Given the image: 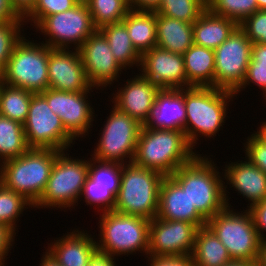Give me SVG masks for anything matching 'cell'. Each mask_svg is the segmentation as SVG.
I'll return each mask as SVG.
<instances>
[{
  "label": "cell",
  "mask_w": 266,
  "mask_h": 266,
  "mask_svg": "<svg viewBox=\"0 0 266 266\" xmlns=\"http://www.w3.org/2000/svg\"><path fill=\"white\" fill-rule=\"evenodd\" d=\"M99 223L97 251L112 257L137 251L148 255L150 220L112 210L102 212Z\"/></svg>",
  "instance_id": "6"
},
{
  "label": "cell",
  "mask_w": 266,
  "mask_h": 266,
  "mask_svg": "<svg viewBox=\"0 0 266 266\" xmlns=\"http://www.w3.org/2000/svg\"><path fill=\"white\" fill-rule=\"evenodd\" d=\"M71 52V53H70ZM49 88L68 92L92 91L78 50L49 47Z\"/></svg>",
  "instance_id": "18"
},
{
  "label": "cell",
  "mask_w": 266,
  "mask_h": 266,
  "mask_svg": "<svg viewBox=\"0 0 266 266\" xmlns=\"http://www.w3.org/2000/svg\"><path fill=\"white\" fill-rule=\"evenodd\" d=\"M29 149L23 124L0 115V161L17 158Z\"/></svg>",
  "instance_id": "30"
},
{
  "label": "cell",
  "mask_w": 266,
  "mask_h": 266,
  "mask_svg": "<svg viewBox=\"0 0 266 266\" xmlns=\"http://www.w3.org/2000/svg\"><path fill=\"white\" fill-rule=\"evenodd\" d=\"M252 42L238 26L215 51L214 87L235 92L243 83Z\"/></svg>",
  "instance_id": "13"
},
{
  "label": "cell",
  "mask_w": 266,
  "mask_h": 266,
  "mask_svg": "<svg viewBox=\"0 0 266 266\" xmlns=\"http://www.w3.org/2000/svg\"><path fill=\"white\" fill-rule=\"evenodd\" d=\"M0 266H5L3 261H0Z\"/></svg>",
  "instance_id": "56"
},
{
  "label": "cell",
  "mask_w": 266,
  "mask_h": 266,
  "mask_svg": "<svg viewBox=\"0 0 266 266\" xmlns=\"http://www.w3.org/2000/svg\"><path fill=\"white\" fill-rule=\"evenodd\" d=\"M114 259L109 254L96 251L91 257L88 266H116L115 261H113Z\"/></svg>",
  "instance_id": "48"
},
{
  "label": "cell",
  "mask_w": 266,
  "mask_h": 266,
  "mask_svg": "<svg viewBox=\"0 0 266 266\" xmlns=\"http://www.w3.org/2000/svg\"><path fill=\"white\" fill-rule=\"evenodd\" d=\"M207 8L238 24L258 10L256 0H207Z\"/></svg>",
  "instance_id": "36"
},
{
  "label": "cell",
  "mask_w": 266,
  "mask_h": 266,
  "mask_svg": "<svg viewBox=\"0 0 266 266\" xmlns=\"http://www.w3.org/2000/svg\"><path fill=\"white\" fill-rule=\"evenodd\" d=\"M207 9V0H161L157 14L194 23Z\"/></svg>",
  "instance_id": "33"
},
{
  "label": "cell",
  "mask_w": 266,
  "mask_h": 266,
  "mask_svg": "<svg viewBox=\"0 0 266 266\" xmlns=\"http://www.w3.org/2000/svg\"><path fill=\"white\" fill-rule=\"evenodd\" d=\"M15 234L7 225L0 223V261L5 262L4 259L8 256V251L11 249Z\"/></svg>",
  "instance_id": "45"
},
{
  "label": "cell",
  "mask_w": 266,
  "mask_h": 266,
  "mask_svg": "<svg viewBox=\"0 0 266 266\" xmlns=\"http://www.w3.org/2000/svg\"><path fill=\"white\" fill-rule=\"evenodd\" d=\"M156 46L183 55L193 45V23L156 13Z\"/></svg>",
  "instance_id": "25"
},
{
  "label": "cell",
  "mask_w": 266,
  "mask_h": 266,
  "mask_svg": "<svg viewBox=\"0 0 266 266\" xmlns=\"http://www.w3.org/2000/svg\"><path fill=\"white\" fill-rule=\"evenodd\" d=\"M122 21L126 25L133 46L141 55L156 46L155 11L130 10Z\"/></svg>",
  "instance_id": "28"
},
{
  "label": "cell",
  "mask_w": 266,
  "mask_h": 266,
  "mask_svg": "<svg viewBox=\"0 0 266 266\" xmlns=\"http://www.w3.org/2000/svg\"><path fill=\"white\" fill-rule=\"evenodd\" d=\"M259 129L266 135V122H263Z\"/></svg>",
  "instance_id": "54"
},
{
  "label": "cell",
  "mask_w": 266,
  "mask_h": 266,
  "mask_svg": "<svg viewBox=\"0 0 266 266\" xmlns=\"http://www.w3.org/2000/svg\"><path fill=\"white\" fill-rule=\"evenodd\" d=\"M222 172L228 182L243 198L251 201L249 208L266 199V174L253 165L247 158L246 161L232 162L225 166Z\"/></svg>",
  "instance_id": "23"
},
{
  "label": "cell",
  "mask_w": 266,
  "mask_h": 266,
  "mask_svg": "<svg viewBox=\"0 0 266 266\" xmlns=\"http://www.w3.org/2000/svg\"><path fill=\"white\" fill-rule=\"evenodd\" d=\"M78 51L92 87L99 89L97 87L111 85L121 74L123 68L114 58L108 40L99 29L82 43Z\"/></svg>",
  "instance_id": "16"
},
{
  "label": "cell",
  "mask_w": 266,
  "mask_h": 266,
  "mask_svg": "<svg viewBox=\"0 0 266 266\" xmlns=\"http://www.w3.org/2000/svg\"><path fill=\"white\" fill-rule=\"evenodd\" d=\"M161 0H129L130 10L137 11H155Z\"/></svg>",
  "instance_id": "47"
},
{
  "label": "cell",
  "mask_w": 266,
  "mask_h": 266,
  "mask_svg": "<svg viewBox=\"0 0 266 266\" xmlns=\"http://www.w3.org/2000/svg\"><path fill=\"white\" fill-rule=\"evenodd\" d=\"M224 266H257V262L232 261Z\"/></svg>",
  "instance_id": "52"
},
{
  "label": "cell",
  "mask_w": 266,
  "mask_h": 266,
  "mask_svg": "<svg viewBox=\"0 0 266 266\" xmlns=\"http://www.w3.org/2000/svg\"><path fill=\"white\" fill-rule=\"evenodd\" d=\"M91 14L96 29L119 22L130 11L127 0H83Z\"/></svg>",
  "instance_id": "32"
},
{
  "label": "cell",
  "mask_w": 266,
  "mask_h": 266,
  "mask_svg": "<svg viewBox=\"0 0 266 266\" xmlns=\"http://www.w3.org/2000/svg\"><path fill=\"white\" fill-rule=\"evenodd\" d=\"M250 83L259 86V89L263 90L264 99H266V44H252L251 59L245 79L234 94L237 96L239 91L245 89Z\"/></svg>",
  "instance_id": "35"
},
{
  "label": "cell",
  "mask_w": 266,
  "mask_h": 266,
  "mask_svg": "<svg viewBox=\"0 0 266 266\" xmlns=\"http://www.w3.org/2000/svg\"><path fill=\"white\" fill-rule=\"evenodd\" d=\"M238 26L236 21L214 14L207 8L193 23V44L215 50Z\"/></svg>",
  "instance_id": "24"
},
{
  "label": "cell",
  "mask_w": 266,
  "mask_h": 266,
  "mask_svg": "<svg viewBox=\"0 0 266 266\" xmlns=\"http://www.w3.org/2000/svg\"><path fill=\"white\" fill-rule=\"evenodd\" d=\"M157 217L193 223L198 228L207 220L191 205L186 191L171 177L164 176L159 191Z\"/></svg>",
  "instance_id": "20"
},
{
  "label": "cell",
  "mask_w": 266,
  "mask_h": 266,
  "mask_svg": "<svg viewBox=\"0 0 266 266\" xmlns=\"http://www.w3.org/2000/svg\"><path fill=\"white\" fill-rule=\"evenodd\" d=\"M257 266H266V238L261 240Z\"/></svg>",
  "instance_id": "50"
},
{
  "label": "cell",
  "mask_w": 266,
  "mask_h": 266,
  "mask_svg": "<svg viewBox=\"0 0 266 266\" xmlns=\"http://www.w3.org/2000/svg\"><path fill=\"white\" fill-rule=\"evenodd\" d=\"M99 30L108 40L114 58L123 69L134 64H137V67L140 66L141 54L133 46L123 21L107 24Z\"/></svg>",
  "instance_id": "29"
},
{
  "label": "cell",
  "mask_w": 266,
  "mask_h": 266,
  "mask_svg": "<svg viewBox=\"0 0 266 266\" xmlns=\"http://www.w3.org/2000/svg\"><path fill=\"white\" fill-rule=\"evenodd\" d=\"M23 22L26 21L0 22V74L5 70L16 44L23 38L20 31Z\"/></svg>",
  "instance_id": "38"
},
{
  "label": "cell",
  "mask_w": 266,
  "mask_h": 266,
  "mask_svg": "<svg viewBox=\"0 0 266 266\" xmlns=\"http://www.w3.org/2000/svg\"><path fill=\"white\" fill-rule=\"evenodd\" d=\"M65 153V150L58 153L47 186L33 207L70 208L81 199L83 186L89 175V160L73 159Z\"/></svg>",
  "instance_id": "9"
},
{
  "label": "cell",
  "mask_w": 266,
  "mask_h": 266,
  "mask_svg": "<svg viewBox=\"0 0 266 266\" xmlns=\"http://www.w3.org/2000/svg\"><path fill=\"white\" fill-rule=\"evenodd\" d=\"M190 257L194 266H224L232 262L226 247L207 225L197 230Z\"/></svg>",
  "instance_id": "27"
},
{
  "label": "cell",
  "mask_w": 266,
  "mask_h": 266,
  "mask_svg": "<svg viewBox=\"0 0 266 266\" xmlns=\"http://www.w3.org/2000/svg\"><path fill=\"white\" fill-rule=\"evenodd\" d=\"M226 206L221 212L207 220L206 225L226 247L232 261L256 262L261 238L255 228L249 209L234 212Z\"/></svg>",
  "instance_id": "7"
},
{
  "label": "cell",
  "mask_w": 266,
  "mask_h": 266,
  "mask_svg": "<svg viewBox=\"0 0 266 266\" xmlns=\"http://www.w3.org/2000/svg\"><path fill=\"white\" fill-rule=\"evenodd\" d=\"M23 127L30 148L67 151L75 140L65 130L59 116L54 114L40 93L32 95Z\"/></svg>",
  "instance_id": "12"
},
{
  "label": "cell",
  "mask_w": 266,
  "mask_h": 266,
  "mask_svg": "<svg viewBox=\"0 0 266 266\" xmlns=\"http://www.w3.org/2000/svg\"><path fill=\"white\" fill-rule=\"evenodd\" d=\"M234 97V92L215 87L184 88L185 137L192 148L197 144L198 136H216L225 123L228 102Z\"/></svg>",
  "instance_id": "4"
},
{
  "label": "cell",
  "mask_w": 266,
  "mask_h": 266,
  "mask_svg": "<svg viewBox=\"0 0 266 266\" xmlns=\"http://www.w3.org/2000/svg\"><path fill=\"white\" fill-rule=\"evenodd\" d=\"M60 151L30 148L25 154L0 163V182L33 206L41 198Z\"/></svg>",
  "instance_id": "3"
},
{
  "label": "cell",
  "mask_w": 266,
  "mask_h": 266,
  "mask_svg": "<svg viewBox=\"0 0 266 266\" xmlns=\"http://www.w3.org/2000/svg\"><path fill=\"white\" fill-rule=\"evenodd\" d=\"M67 233L66 236L52 242L46 253L60 266H88L91 257L97 251L96 240L84 230Z\"/></svg>",
  "instance_id": "22"
},
{
  "label": "cell",
  "mask_w": 266,
  "mask_h": 266,
  "mask_svg": "<svg viewBox=\"0 0 266 266\" xmlns=\"http://www.w3.org/2000/svg\"><path fill=\"white\" fill-rule=\"evenodd\" d=\"M183 131L165 129H141L133 163L171 176L180 166L189 163L197 153Z\"/></svg>",
  "instance_id": "2"
},
{
  "label": "cell",
  "mask_w": 266,
  "mask_h": 266,
  "mask_svg": "<svg viewBox=\"0 0 266 266\" xmlns=\"http://www.w3.org/2000/svg\"><path fill=\"white\" fill-rule=\"evenodd\" d=\"M2 77H1V74H0V86L2 85Z\"/></svg>",
  "instance_id": "55"
},
{
  "label": "cell",
  "mask_w": 266,
  "mask_h": 266,
  "mask_svg": "<svg viewBox=\"0 0 266 266\" xmlns=\"http://www.w3.org/2000/svg\"><path fill=\"white\" fill-rule=\"evenodd\" d=\"M142 76L160 89L189 88L184 57L160 47H153L141 55Z\"/></svg>",
  "instance_id": "17"
},
{
  "label": "cell",
  "mask_w": 266,
  "mask_h": 266,
  "mask_svg": "<svg viewBox=\"0 0 266 266\" xmlns=\"http://www.w3.org/2000/svg\"><path fill=\"white\" fill-rule=\"evenodd\" d=\"M15 10L24 16L36 3L37 0H9Z\"/></svg>",
  "instance_id": "49"
},
{
  "label": "cell",
  "mask_w": 266,
  "mask_h": 266,
  "mask_svg": "<svg viewBox=\"0 0 266 266\" xmlns=\"http://www.w3.org/2000/svg\"><path fill=\"white\" fill-rule=\"evenodd\" d=\"M164 176L131 163L122 168L114 211L153 220L157 217L159 191Z\"/></svg>",
  "instance_id": "5"
},
{
  "label": "cell",
  "mask_w": 266,
  "mask_h": 266,
  "mask_svg": "<svg viewBox=\"0 0 266 266\" xmlns=\"http://www.w3.org/2000/svg\"><path fill=\"white\" fill-rule=\"evenodd\" d=\"M142 127L139 121L113 105L92 157L100 161L131 163Z\"/></svg>",
  "instance_id": "10"
},
{
  "label": "cell",
  "mask_w": 266,
  "mask_h": 266,
  "mask_svg": "<svg viewBox=\"0 0 266 266\" xmlns=\"http://www.w3.org/2000/svg\"><path fill=\"white\" fill-rule=\"evenodd\" d=\"M245 154L248 160L266 174V135L259 129L247 138Z\"/></svg>",
  "instance_id": "42"
},
{
  "label": "cell",
  "mask_w": 266,
  "mask_h": 266,
  "mask_svg": "<svg viewBox=\"0 0 266 266\" xmlns=\"http://www.w3.org/2000/svg\"><path fill=\"white\" fill-rule=\"evenodd\" d=\"M188 85L214 87L215 51L193 44L184 54Z\"/></svg>",
  "instance_id": "26"
},
{
  "label": "cell",
  "mask_w": 266,
  "mask_h": 266,
  "mask_svg": "<svg viewBox=\"0 0 266 266\" xmlns=\"http://www.w3.org/2000/svg\"><path fill=\"white\" fill-rule=\"evenodd\" d=\"M119 189L120 187L91 186V178L88 176L81 195L84 196L87 205L102 206L101 211L109 212L114 210Z\"/></svg>",
  "instance_id": "39"
},
{
  "label": "cell",
  "mask_w": 266,
  "mask_h": 266,
  "mask_svg": "<svg viewBox=\"0 0 266 266\" xmlns=\"http://www.w3.org/2000/svg\"><path fill=\"white\" fill-rule=\"evenodd\" d=\"M79 1L80 0H37L23 18L26 21L28 20L27 22L32 21L34 26H37L46 16L69 10Z\"/></svg>",
  "instance_id": "40"
},
{
  "label": "cell",
  "mask_w": 266,
  "mask_h": 266,
  "mask_svg": "<svg viewBox=\"0 0 266 266\" xmlns=\"http://www.w3.org/2000/svg\"><path fill=\"white\" fill-rule=\"evenodd\" d=\"M34 93L2 83L0 86V115L23 124L28 116Z\"/></svg>",
  "instance_id": "31"
},
{
  "label": "cell",
  "mask_w": 266,
  "mask_h": 266,
  "mask_svg": "<svg viewBox=\"0 0 266 266\" xmlns=\"http://www.w3.org/2000/svg\"><path fill=\"white\" fill-rule=\"evenodd\" d=\"M239 27L253 44H266V10H257L246 17Z\"/></svg>",
  "instance_id": "41"
},
{
  "label": "cell",
  "mask_w": 266,
  "mask_h": 266,
  "mask_svg": "<svg viewBox=\"0 0 266 266\" xmlns=\"http://www.w3.org/2000/svg\"><path fill=\"white\" fill-rule=\"evenodd\" d=\"M88 93L90 92H68L52 88L40 93L54 114L59 116L65 130L76 140L77 137L88 134L93 125L94 109L87 100Z\"/></svg>",
  "instance_id": "15"
},
{
  "label": "cell",
  "mask_w": 266,
  "mask_h": 266,
  "mask_svg": "<svg viewBox=\"0 0 266 266\" xmlns=\"http://www.w3.org/2000/svg\"><path fill=\"white\" fill-rule=\"evenodd\" d=\"M41 259L40 266H60L49 254L45 252Z\"/></svg>",
  "instance_id": "51"
},
{
  "label": "cell",
  "mask_w": 266,
  "mask_h": 266,
  "mask_svg": "<svg viewBox=\"0 0 266 266\" xmlns=\"http://www.w3.org/2000/svg\"><path fill=\"white\" fill-rule=\"evenodd\" d=\"M160 88L141 74L127 79L126 85L119 88L112 102L122 112L139 121L142 125L148 120Z\"/></svg>",
  "instance_id": "19"
},
{
  "label": "cell",
  "mask_w": 266,
  "mask_h": 266,
  "mask_svg": "<svg viewBox=\"0 0 266 266\" xmlns=\"http://www.w3.org/2000/svg\"><path fill=\"white\" fill-rule=\"evenodd\" d=\"M123 165L117 162L100 161L92 157L89 160L88 175L91 178V186L120 187Z\"/></svg>",
  "instance_id": "37"
},
{
  "label": "cell",
  "mask_w": 266,
  "mask_h": 266,
  "mask_svg": "<svg viewBox=\"0 0 266 266\" xmlns=\"http://www.w3.org/2000/svg\"><path fill=\"white\" fill-rule=\"evenodd\" d=\"M197 154L189 163L180 166L171 177L186 191L191 205L206 219L229 206L225 182L212 162ZM224 183V184H223Z\"/></svg>",
  "instance_id": "1"
},
{
  "label": "cell",
  "mask_w": 266,
  "mask_h": 266,
  "mask_svg": "<svg viewBox=\"0 0 266 266\" xmlns=\"http://www.w3.org/2000/svg\"><path fill=\"white\" fill-rule=\"evenodd\" d=\"M6 21H24L9 0H0V22Z\"/></svg>",
  "instance_id": "46"
},
{
  "label": "cell",
  "mask_w": 266,
  "mask_h": 266,
  "mask_svg": "<svg viewBox=\"0 0 266 266\" xmlns=\"http://www.w3.org/2000/svg\"><path fill=\"white\" fill-rule=\"evenodd\" d=\"M186 107L183 89H160L145 128L183 131L185 134Z\"/></svg>",
  "instance_id": "21"
},
{
  "label": "cell",
  "mask_w": 266,
  "mask_h": 266,
  "mask_svg": "<svg viewBox=\"0 0 266 266\" xmlns=\"http://www.w3.org/2000/svg\"><path fill=\"white\" fill-rule=\"evenodd\" d=\"M258 10H266V0H256Z\"/></svg>",
  "instance_id": "53"
},
{
  "label": "cell",
  "mask_w": 266,
  "mask_h": 266,
  "mask_svg": "<svg viewBox=\"0 0 266 266\" xmlns=\"http://www.w3.org/2000/svg\"><path fill=\"white\" fill-rule=\"evenodd\" d=\"M198 229L190 222L155 217L150 220L148 256H190Z\"/></svg>",
  "instance_id": "14"
},
{
  "label": "cell",
  "mask_w": 266,
  "mask_h": 266,
  "mask_svg": "<svg viewBox=\"0 0 266 266\" xmlns=\"http://www.w3.org/2000/svg\"><path fill=\"white\" fill-rule=\"evenodd\" d=\"M149 266H194L190 256L148 257Z\"/></svg>",
  "instance_id": "44"
},
{
  "label": "cell",
  "mask_w": 266,
  "mask_h": 266,
  "mask_svg": "<svg viewBox=\"0 0 266 266\" xmlns=\"http://www.w3.org/2000/svg\"><path fill=\"white\" fill-rule=\"evenodd\" d=\"M41 44V45H40ZM28 41L24 36L16 44L5 70L2 82L23 88L34 94L49 88V47L43 43Z\"/></svg>",
  "instance_id": "8"
},
{
  "label": "cell",
  "mask_w": 266,
  "mask_h": 266,
  "mask_svg": "<svg viewBox=\"0 0 266 266\" xmlns=\"http://www.w3.org/2000/svg\"><path fill=\"white\" fill-rule=\"evenodd\" d=\"M254 220L255 228L259 233L261 239H265L266 236L263 232H266V199L262 202L254 204L249 208Z\"/></svg>",
  "instance_id": "43"
},
{
  "label": "cell",
  "mask_w": 266,
  "mask_h": 266,
  "mask_svg": "<svg viewBox=\"0 0 266 266\" xmlns=\"http://www.w3.org/2000/svg\"><path fill=\"white\" fill-rule=\"evenodd\" d=\"M27 206L33 205L22 195L6 188L0 182V223L7 225L15 232L16 221Z\"/></svg>",
  "instance_id": "34"
},
{
  "label": "cell",
  "mask_w": 266,
  "mask_h": 266,
  "mask_svg": "<svg viewBox=\"0 0 266 266\" xmlns=\"http://www.w3.org/2000/svg\"><path fill=\"white\" fill-rule=\"evenodd\" d=\"M46 37L45 45L54 49L78 50L97 29L94 27L87 5L80 0L73 8L46 16L36 27Z\"/></svg>",
  "instance_id": "11"
}]
</instances>
